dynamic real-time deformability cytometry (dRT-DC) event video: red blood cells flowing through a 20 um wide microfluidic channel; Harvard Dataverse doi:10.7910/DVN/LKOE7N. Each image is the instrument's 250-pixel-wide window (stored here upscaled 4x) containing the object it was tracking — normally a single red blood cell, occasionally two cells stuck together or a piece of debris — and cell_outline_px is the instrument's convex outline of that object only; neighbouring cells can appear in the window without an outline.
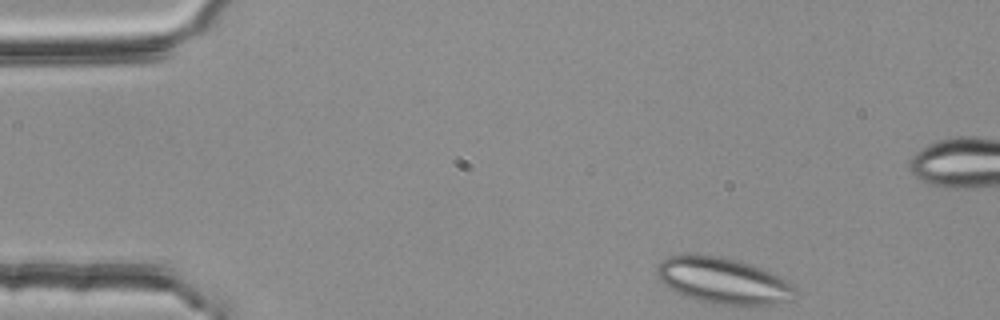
{"species": "common noctule bat (a hibernating species)", "species_latin": "Nyctalus noctula", "temperature_condition": "room temperature", "stored_images_in_passage": 44, "segment_of_instrument_passage": [1, 2], "camera_frame_rate_fps": 3000, "um_per_image_px": 0.085, "animal": {"sex": "female", "body_mass_g": 25.1}, "frame": {"image": 1, "passage_image": 1, "time_ms": 0.0, "image_size_px": [1000, 320], "cell_outline_px": [[796, 292], [792, 300], [776, 304], [720, 304], [696, 300], [684, 296], [676, 292], [664, 284], [660, 280], [656, 272], [656, 268], [668, 256], [688, 252], [696, 252], [720, 256], [740, 260], [764, 268], [788, 280], [796, 288]], "centroid_in_image_um": [61.47, 23.81], "position_along_channel_um": 23.5, "area_um2": 37.74}}